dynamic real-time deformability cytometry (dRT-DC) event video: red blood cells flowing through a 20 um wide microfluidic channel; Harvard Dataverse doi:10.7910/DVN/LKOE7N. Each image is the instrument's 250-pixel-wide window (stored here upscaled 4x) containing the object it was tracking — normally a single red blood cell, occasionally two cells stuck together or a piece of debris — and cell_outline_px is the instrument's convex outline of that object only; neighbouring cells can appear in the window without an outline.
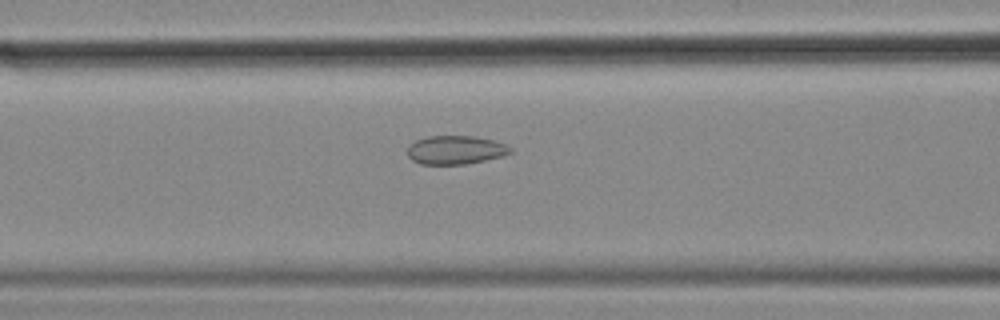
{"species": "common noctule bat (a hibernating species)", "species_latin": "Nyctalus noctula", "temperature_condition": "cold", "stored_images_in_passage": 30, "camera_frame_rate_fps": 3000, "um_per_image_px": 0.085, "animal": {"sex": "female", "body_mass_g": 18.4}, "frame": {"image": 1, "passage_image": 7, "time_ms": 2.0, "image_size_px": [1000, 320], "cell_outline_px": [[512, 152], [504, 156], [464, 164], [420, 164], [412, 160], [408, 156], [408, 148], [416, 140], [428, 136], [476, 136], [492, 140], [504, 144], [512, 148]], "centroid_in_image_um": [38.73, 12.74], "position_along_channel_um": 127.9, "area_um2": 17.05}}
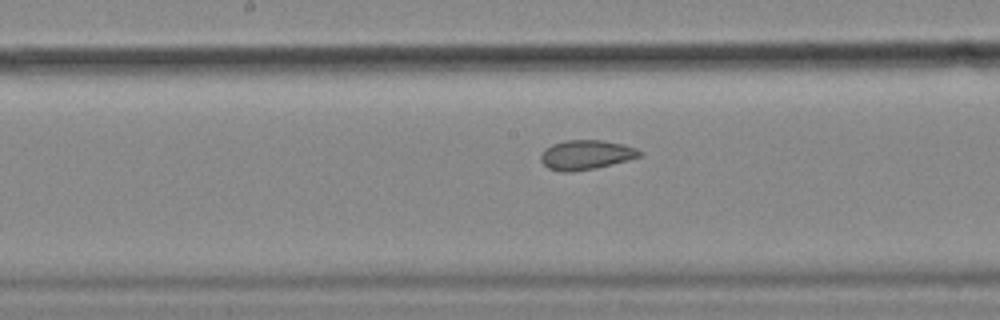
{"frame": {"image": 2, "passage_image": 13, "time_ms": 4.0, "image_size_px": [1000, 320], "cell_outline_px": [[644, 156], [596, 168], [572, 172], [564, 172], [548, 168], [540, 160], [540, 156], [544, 148], [552, 144], [564, 140], [600, 140], [624, 144], [636, 148], [644, 152]], "centroid_in_image_um": [49.84, 13.15], "position_along_channel_um": 198.4, "area_um2": 17.22}}
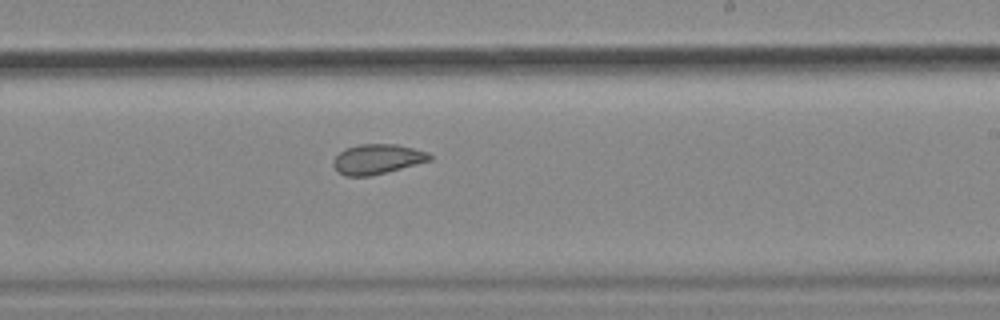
{"frame": {"image": 3, "passage_image": 18, "time_ms": 5.667, "image_size_px": [1000, 320], "cell_outline_px": [[432, 160], [368, 176], [344, 176], [332, 164], [332, 160], [344, 148], [360, 144], [396, 144], [428, 152], [432, 156]], "centroid_in_image_um": [32.05, 13.51], "position_along_channel_um": 256.9, "area_um2": 16.59}}